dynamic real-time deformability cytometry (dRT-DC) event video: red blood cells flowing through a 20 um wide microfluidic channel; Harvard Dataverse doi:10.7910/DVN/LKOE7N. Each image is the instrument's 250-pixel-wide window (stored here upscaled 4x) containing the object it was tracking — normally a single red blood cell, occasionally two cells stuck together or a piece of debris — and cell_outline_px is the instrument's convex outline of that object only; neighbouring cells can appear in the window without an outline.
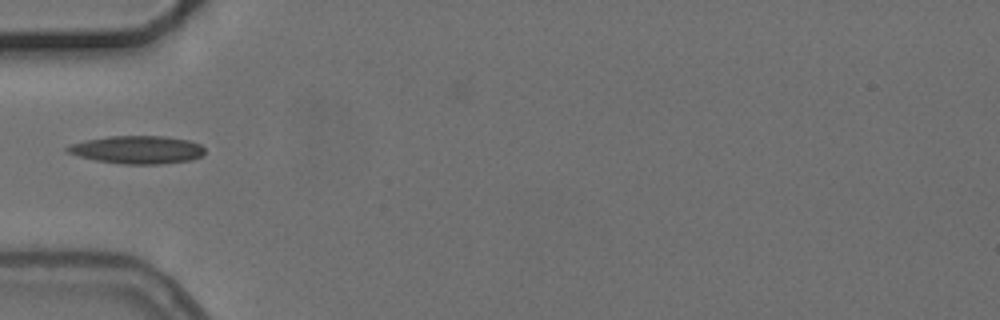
{"species": "common noctule bat (a hibernating species)", "species_latin": "Nyctalus noctula", "temperature_condition": "cold", "stored_images_in_passage": 3, "camera_frame_rate_fps": 3000, "um_per_image_px": 0.085, "animal": {"sex": "female", "body_mass_g": 24.6, "forearm_length_mm": 56.2}, "frame": {"image": 1, "passage_image": 3, "time_ms": 3.333, "image_size_px": [1000, 320], "cell_outline_px": [[204, 152], [200, 156], [192, 160], [160, 164], [120, 164], [96, 160], [64, 152], [64, 148], [68, 144], [84, 140], [108, 136], [164, 136], [188, 140], [200, 144], [204, 148]], "centroid_in_image_um": [11.62, 12.72], "position_along_channel_um": 73.4, "area_um2": 22.54}}